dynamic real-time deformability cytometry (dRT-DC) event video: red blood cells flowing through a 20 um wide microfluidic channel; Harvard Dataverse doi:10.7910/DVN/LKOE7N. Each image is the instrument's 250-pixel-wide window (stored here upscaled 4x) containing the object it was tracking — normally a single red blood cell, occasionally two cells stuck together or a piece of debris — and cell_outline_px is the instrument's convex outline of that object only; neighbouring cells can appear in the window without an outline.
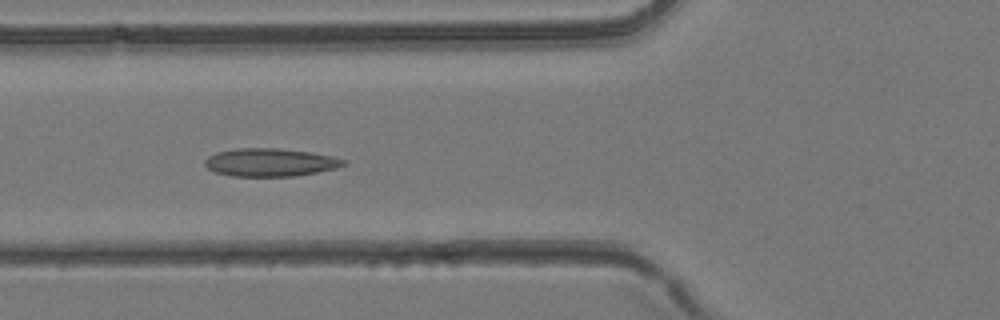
{"species": "common noctule bat (a hibernating species)", "species_latin": "Nyctalus noctula", "temperature_condition": "room temperature", "stored_images_in_passage": 44, "camera_frame_rate_fps": 3000, "um_per_image_px": 0.085, "animal": {"sex": "female", "body_mass_g": 24.6, "forearm_length_mm": 56.2}, "frame": {"image": 1, "passage_image": 17, "time_ms": 5.333, "image_size_px": [1000, 320], "cell_outline_px": [[348, 164], [336, 168], [316, 172], [292, 176], [232, 176], [216, 172], [208, 168], [204, 164], [204, 160], [208, 156], [216, 152], [236, 148], [276, 148], [308, 152], [332, 156], [348, 160]], "centroid_in_image_um": [22.97, 13.8], "position_along_channel_um": 102.8, "area_um2": 22.6}}
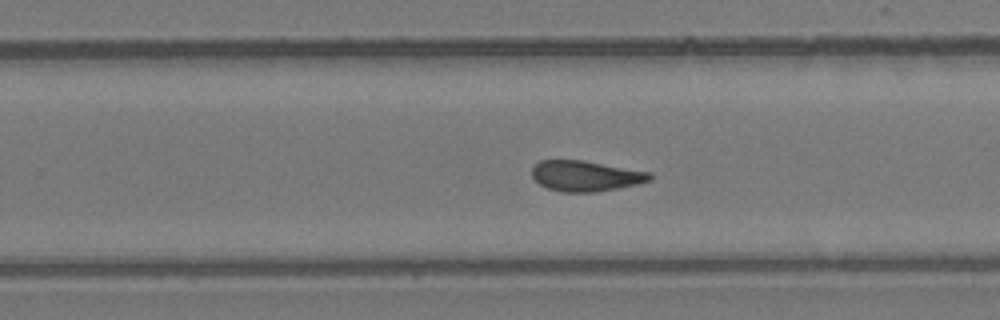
{"frame": {"image": 2, "passage_image": 28, "time_ms": 9.0, "image_size_px": [1000, 320], "cell_outline_px": [[652, 180], [636, 184], [596, 192], [564, 192], [548, 188], [540, 184], [532, 176], [532, 168], [540, 160], [584, 160], [652, 172]], "centroid_in_image_um": [49.8, 14.94], "position_along_channel_um": 280.0, "area_um2": 20.98}}
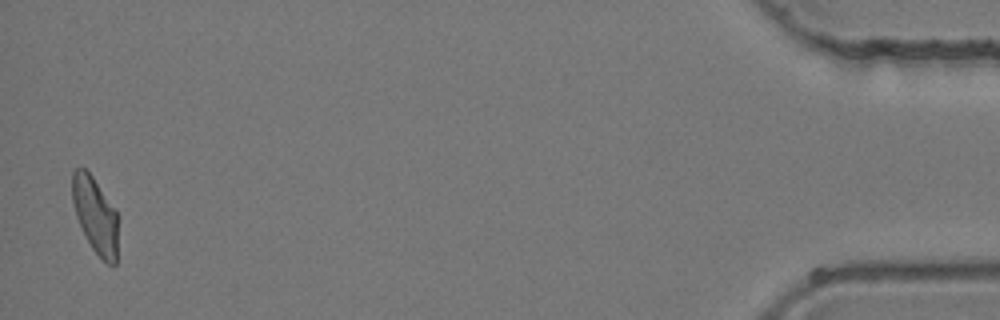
{"frame": {"image": 3, "passage_image": 43, "time_ms": 14.0, "image_size_px": [1000, 320], "cell_outline_px": [[116, 264], [112, 268], [92, 248], [76, 216], [72, 200], [72, 172], [76, 168], [84, 168], [92, 176], [116, 212]], "centroid_in_image_um": [8.07, 18.28], "position_along_channel_um": 427.1, "area_um2": 19.59}}